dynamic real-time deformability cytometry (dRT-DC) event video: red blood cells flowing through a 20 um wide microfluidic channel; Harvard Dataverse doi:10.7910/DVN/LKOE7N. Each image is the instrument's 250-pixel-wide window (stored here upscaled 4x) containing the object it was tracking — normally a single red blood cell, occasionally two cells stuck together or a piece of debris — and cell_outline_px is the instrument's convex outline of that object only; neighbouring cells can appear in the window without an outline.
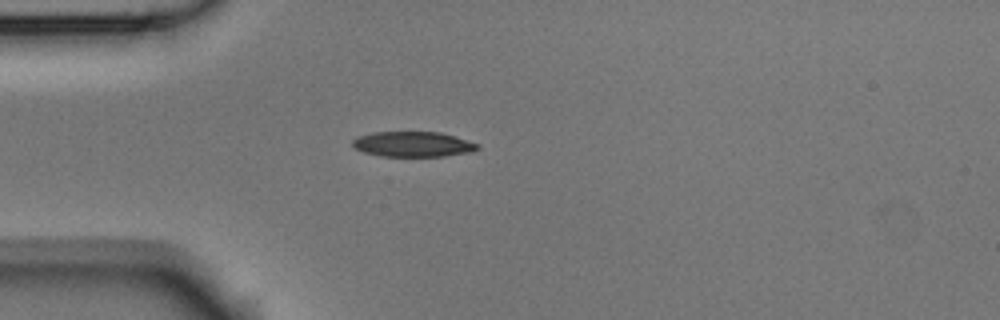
{"species": "Egyptian fruit bat (a non-hibernating species)", "species_latin": "Rousettus aegyptiacus", "temperature_condition": "room temperature", "stored_images_in_passage": 4, "camera_frame_rate_fps": 3000, "um_per_image_px": 0.085, "animal": {"sex": "male"}, "frame": {"image": 1, "passage_image": 3, "time_ms": 0.667, "image_size_px": [1000, 320], "cell_outline_px": [[480, 148], [472, 152], [444, 156], [380, 156], [364, 152], [356, 148], [352, 144], [352, 140], [356, 136], [372, 132], [440, 132], [480, 144]], "centroid_in_image_um": [35.1, 12.25], "position_along_channel_um": 49.9, "area_um2": 18.44}}